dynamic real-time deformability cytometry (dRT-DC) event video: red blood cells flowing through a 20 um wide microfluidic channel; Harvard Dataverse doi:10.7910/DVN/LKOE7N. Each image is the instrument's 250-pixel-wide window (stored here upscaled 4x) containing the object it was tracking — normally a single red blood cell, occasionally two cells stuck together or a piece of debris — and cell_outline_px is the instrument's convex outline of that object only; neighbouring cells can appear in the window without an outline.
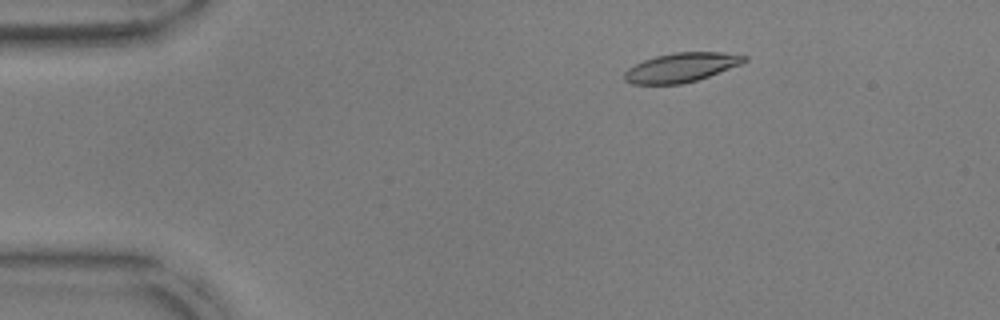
{"species": "common noctule bat (a hibernating species)", "species_latin": "Nyctalus noctula", "temperature_condition": "warm", "stored_images_in_passage": 54, "camera_frame_rate_fps": 3000, "um_per_image_px": 0.085, "animal": {"sex": "male", "body_mass_g": 17.9, "forearm_length_mm": 54.2}, "frame": {"image": 1, "passage_image": 9, "time_ms": 2.667, "image_size_px": [1000, 320], "cell_outline_px": [[748, 60], [740, 64], [708, 76], [696, 80], [680, 84], [632, 84], [624, 80], [624, 72], [628, 68], [644, 60], [656, 56], [672, 52], [720, 52], [748, 56]], "centroid_in_image_um": [57.88, 5.73], "position_along_channel_um": 27.1, "area_um2": 20.23}}
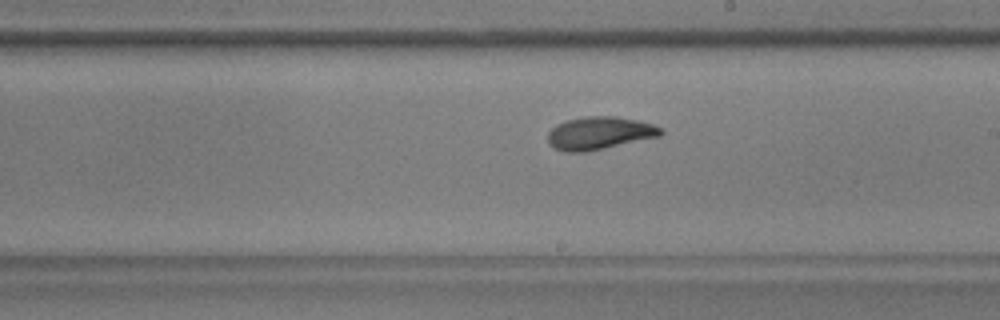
{"frame": {"image": 2, "passage_image": 31, "time_ms": 10.0, "image_size_px": [1000, 320], "cell_outline_px": [[664, 132], [660, 136], [604, 148], [584, 152], [568, 152], [552, 148], [548, 140], [548, 132], [556, 124], [564, 120], [588, 116], [616, 116], [636, 120], [652, 124], [660, 128]], "centroid_in_image_um": [50.92, 11.31], "position_along_channel_um": 238.1, "area_um2": 21.5}}
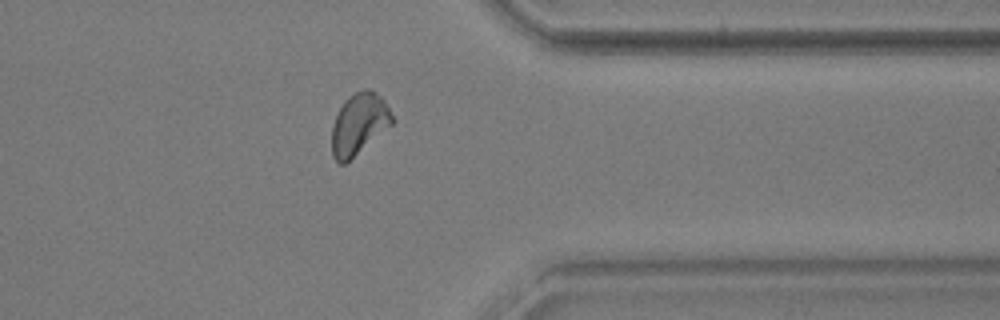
{"frame": {"image": 3, "passage_image": 43, "time_ms": 14.0, "image_size_px": [1000, 320], "cell_outline_px": [[396, 120], [392, 124], [344, 164], [340, 164], [332, 156], [332, 124], [344, 100], [348, 96], [364, 88], [368, 88], [376, 92], [384, 100]], "centroid_in_image_um": [30.52, 10.5], "position_along_channel_um": 380.9, "area_um2": 21.44}, "authors_computed_cell_mechanics": {"area_um2": 20.9814, "velocity_mm_per_s": 3.7724, "shape_relaxation_time_tau1_ms": 3.5481, "shape_relaxation_time_tau2_ms": 2.229, "deformation_change_tau1": 0.1251, "deformation_change_tau2": 0.0822}}